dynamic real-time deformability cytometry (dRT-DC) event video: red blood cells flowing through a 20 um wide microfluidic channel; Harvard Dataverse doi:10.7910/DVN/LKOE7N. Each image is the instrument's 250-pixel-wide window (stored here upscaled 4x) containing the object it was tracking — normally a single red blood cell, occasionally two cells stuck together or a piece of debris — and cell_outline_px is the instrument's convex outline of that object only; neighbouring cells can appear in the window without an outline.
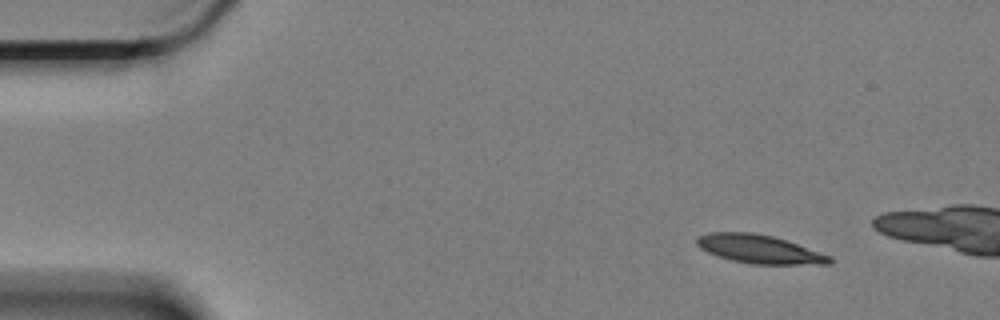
{"species": "Egyptian fruit bat (a non-hibernating species)", "species_latin": "Rousettus aegyptiacus", "temperature_condition": "cold", "stored_images_in_passage": 4, "camera_frame_rate_fps": 3000, "um_per_image_px": 0.085, "animal": {"sex": "female"}, "frame": {"image": 1, "passage_image": 1, "time_ms": 0.0, "image_size_px": [1000, 320], "cell_outline_px": [[832, 264], [752, 264], [732, 260], [716, 256], [700, 248], [696, 244], [696, 240], [700, 236], [708, 232], [752, 232], [772, 236], [832, 256]], "centroid_in_image_um": [64.53, 21.18], "position_along_channel_um": 20.5, "area_um2": 21.91}}